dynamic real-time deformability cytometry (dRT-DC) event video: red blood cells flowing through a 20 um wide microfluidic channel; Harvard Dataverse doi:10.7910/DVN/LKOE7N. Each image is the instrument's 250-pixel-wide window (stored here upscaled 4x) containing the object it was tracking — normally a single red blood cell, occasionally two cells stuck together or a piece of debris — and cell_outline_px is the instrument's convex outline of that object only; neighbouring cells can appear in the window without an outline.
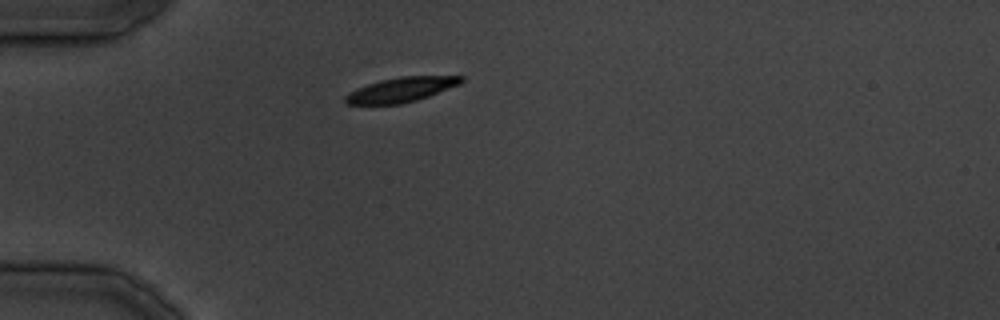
{"species": "common noctule bat (a hibernating species)", "species_latin": "Nyctalus noctula", "temperature_condition": "cold", "stored_images_in_passage": 24, "camera_frame_rate_fps": 3000, "um_per_image_px": 0.085, "animal": {"sex": "male", "body_mass_g": 19.5, "forearm_length_mm": 54.6}, "frame": {"image": 1, "passage_image": 1, "time_ms": 0.0, "image_size_px": [1000, 320], "cell_outline_px": [[464, 80], [460, 84], [428, 96], [416, 100], [400, 104], [344, 104], [344, 96], [348, 92], [356, 88], [380, 80], [400, 76], [464, 76]], "centroid_in_image_um": [34.06, 7.62], "position_along_channel_um": 50.9, "area_um2": 16.65}}
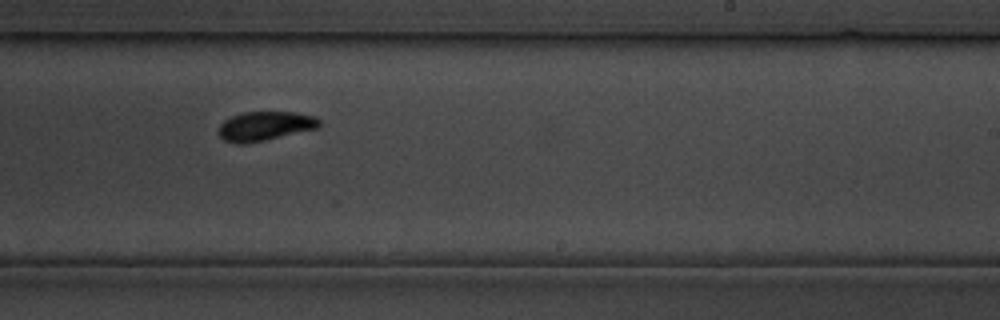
{"frame": {"image": 2, "passage_image": 14, "time_ms": 15.667, "image_size_px": [1000, 320], "cell_outline_px": [[320, 128], [264, 140], [240, 144], [224, 140], [216, 132], [216, 128], [224, 120], [232, 116], [244, 112], [296, 112], [316, 116], [320, 120]], "centroid_in_image_um": [22.53, 10.7], "position_along_channel_um": 266.5, "area_um2": 17.28}}
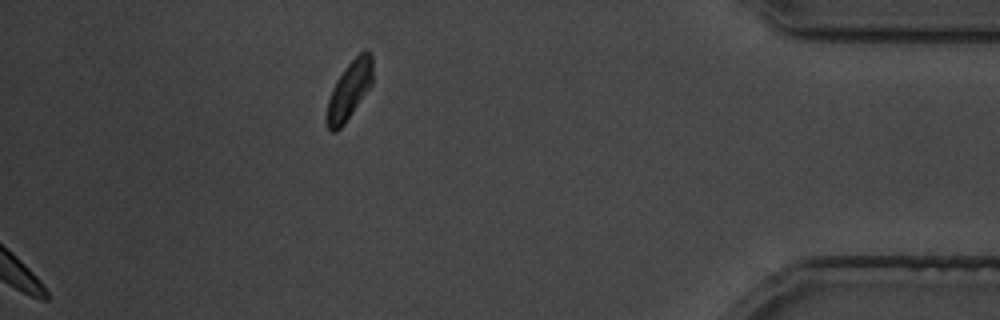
{"frame": {"image": 3, "passage_image": 24, "time_ms": 27.667, "image_size_px": [1000, 320], "cell_outline_px": [[372, 84], [344, 124], [336, 132], [332, 132], [328, 128], [324, 120], [328, 100], [332, 88], [336, 80], [344, 68], [364, 48], [368, 48], [372, 52]], "centroid_in_image_um": [29.68, 7.65], "position_along_channel_um": 405.5, "area_um2": 15.78}}